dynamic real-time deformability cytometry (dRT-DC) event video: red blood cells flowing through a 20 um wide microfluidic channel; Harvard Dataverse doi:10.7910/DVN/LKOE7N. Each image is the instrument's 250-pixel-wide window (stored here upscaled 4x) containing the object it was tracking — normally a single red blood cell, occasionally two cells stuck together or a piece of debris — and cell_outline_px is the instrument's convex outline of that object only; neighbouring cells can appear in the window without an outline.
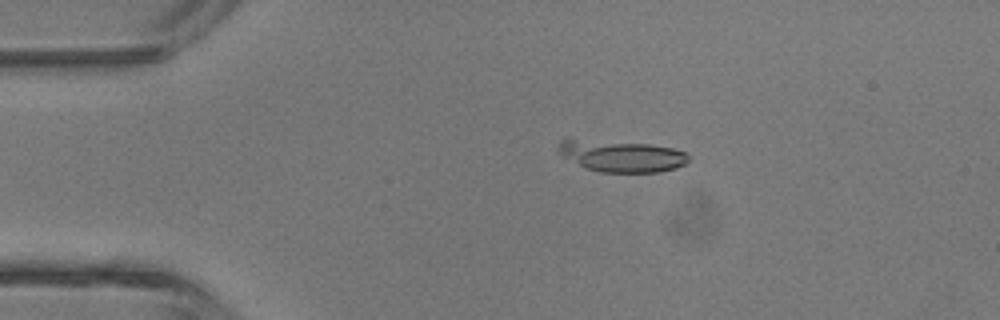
{"species": "common noctule bat (a hibernating species)", "species_latin": "Nyctalus noctula", "temperature_condition": "room temperature", "stored_images_in_passage": 3, "camera_frame_rate_fps": 3000, "um_per_image_px": 0.085, "animal": {"sex": "male", "body_mass_g": 13.3}, "frame": {"image": 1, "passage_image": 2, "time_ms": 1.0, "image_size_px": [1000, 320], "cell_outline_px": [[688, 160], [684, 164], [676, 168], [660, 172], [600, 172], [584, 168], [560, 156], [556, 148], [556, 144], [564, 136], [568, 136], [648, 144], [672, 148], [684, 152], [688, 156]], "centroid_in_image_um": [52.64, 13.22], "position_along_channel_um": 32.4, "area_um2": 24.91}}